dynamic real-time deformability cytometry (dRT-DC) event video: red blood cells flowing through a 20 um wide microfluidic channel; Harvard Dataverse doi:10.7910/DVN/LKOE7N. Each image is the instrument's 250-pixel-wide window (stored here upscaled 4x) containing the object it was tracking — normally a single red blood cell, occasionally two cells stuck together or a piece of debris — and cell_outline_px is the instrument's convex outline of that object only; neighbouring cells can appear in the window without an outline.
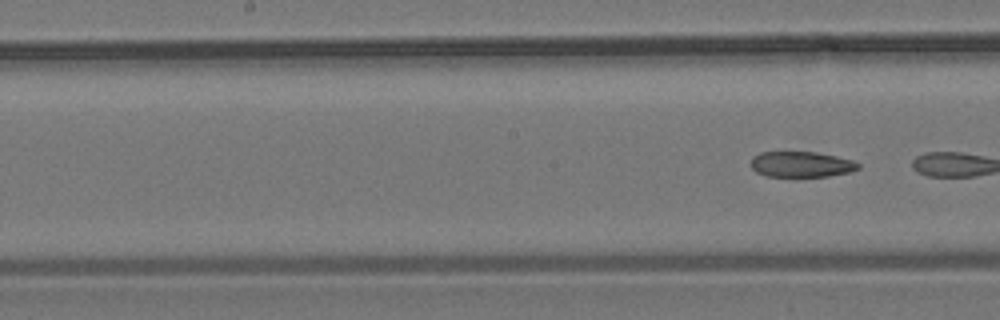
{"species": "common noctule bat (a hibernating species)", "species_latin": "Nyctalus noctula", "temperature_condition": "room temperature", "stored_images_in_passage": 9, "segment_of_instrument_passage": [2, 2], "camera_frame_rate_fps": 3000, "um_per_image_px": 0.085, "animal": {"sex": "male", "body_mass_g": 19.2, "forearm_length_mm": 51.8}, "frame": {"image": 1, "passage_image": 9, "time_ms": 2.667, "image_size_px": [1000, 320], "cell_outline_px": [[860, 168], [848, 172], [828, 176], [764, 176], [756, 172], [752, 168], [752, 156], [760, 152], [816, 152], [836, 156], [852, 160], [860, 164]], "centroid_in_image_um": [68.1, 13.96], "position_along_channel_um": 180.1, "area_um2": 15.95}}